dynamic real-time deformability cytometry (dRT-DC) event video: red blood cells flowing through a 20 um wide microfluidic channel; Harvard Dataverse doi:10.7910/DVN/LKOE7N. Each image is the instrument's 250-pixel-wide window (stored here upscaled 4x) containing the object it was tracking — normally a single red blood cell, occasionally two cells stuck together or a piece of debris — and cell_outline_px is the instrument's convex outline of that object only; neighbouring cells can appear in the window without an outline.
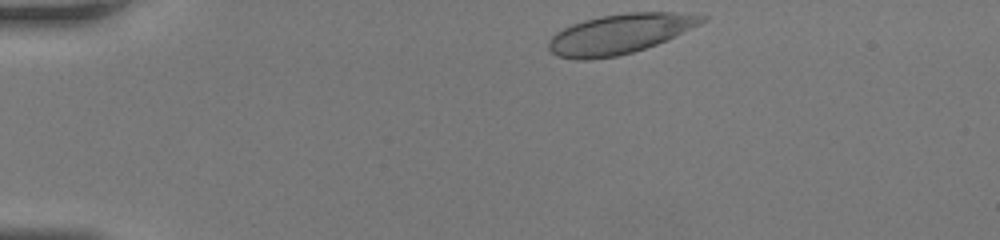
{"species": "human", "species_latin": "Homo sapiens", "temperature_condition": "room temperature", "stored_images_in_passage": 33, "camera_frame_rate_fps": 3000, "um_per_image_px": 0.085, "donor": {"sex": "female"}, "frame": {"image": 1, "passage_image": 1, "time_ms": 0.0, "image_size_px": [1000, 240], "cell_outline_px": [[708, 16], [700, 24], [676, 36], [656, 44], [632, 52], [616, 56], [588, 60], [576, 60], [556, 56], [548, 48], [548, 40], [556, 32], [572, 24], [584, 20], [600, 16], [628, 12], [672, 12]], "centroid_in_image_um": [52.64, 2.88], "position_along_channel_um": 32.4, "area_um2": 35.43}}
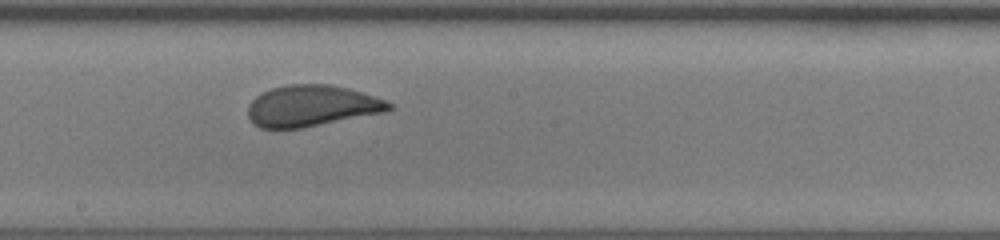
{"frame": {"image": 2, "passage_image": 18, "time_ms": 5.667, "image_size_px": [1000, 240], "cell_outline_px": [[392, 108], [384, 112], [300, 128], [260, 128], [248, 116], [248, 104], [260, 92], [272, 88], [288, 84], [328, 84], [348, 88], [376, 96], [392, 104]], "centroid_in_image_um": [26.47, 8.98], "position_along_channel_um": 221.7, "area_um2": 33.64}}
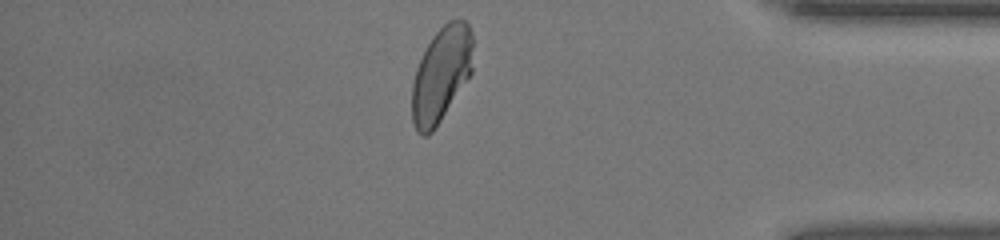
{"frame": {"image": 3, "passage_image": 31, "time_ms": 10.0, "image_size_px": [1000, 240], "cell_outline_px": [[472, 72], [432, 132], [428, 136], [420, 136], [416, 132], [412, 120], [412, 84], [416, 68], [432, 36], [448, 20], [464, 20], [468, 24], [472, 32]], "centroid_in_image_um": [37.49, 6.33], "position_along_channel_um": 397.7, "area_um2": 33.52}}